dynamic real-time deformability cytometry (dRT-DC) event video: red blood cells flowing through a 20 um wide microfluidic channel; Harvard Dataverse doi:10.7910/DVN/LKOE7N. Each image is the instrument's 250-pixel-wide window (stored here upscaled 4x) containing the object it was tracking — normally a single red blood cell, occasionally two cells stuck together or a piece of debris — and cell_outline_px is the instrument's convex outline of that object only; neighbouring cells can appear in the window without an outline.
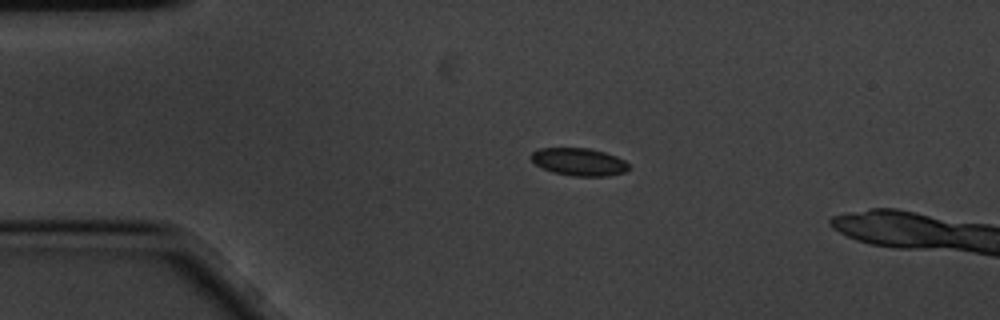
{"species": "common noctule bat (a hibernating species)", "species_latin": "Nyctalus noctula", "temperature_condition": "cold", "stored_images_in_passage": 4, "camera_frame_rate_fps": 3000, "um_per_image_px": 0.085, "animal": {"sex": "male", "body_mass_g": 20.1, "forearm_length_mm": 53.5}, "frame": {"image": 1, "passage_image": 3, "time_ms": 0.667, "image_size_px": [1000, 320], "cell_outline_px": [[628, 168], [624, 172], [608, 176], [576, 176], [552, 172], [536, 164], [528, 156], [532, 152], [540, 148], [588, 148], [604, 152], [616, 156], [624, 160], [628, 164]], "centroid_in_image_um": [49.19, 13.75], "position_along_channel_um": 35.8, "area_um2": 15.61}}